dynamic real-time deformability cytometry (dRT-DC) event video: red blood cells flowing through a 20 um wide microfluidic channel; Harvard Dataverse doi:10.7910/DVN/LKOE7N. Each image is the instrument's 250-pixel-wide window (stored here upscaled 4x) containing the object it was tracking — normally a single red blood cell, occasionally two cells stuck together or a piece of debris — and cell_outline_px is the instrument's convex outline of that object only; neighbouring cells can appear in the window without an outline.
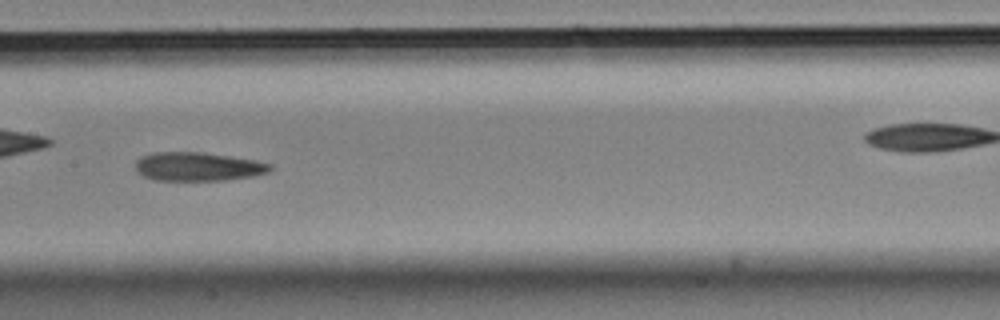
{"species": "Egyptian fruit bat (a non-hibernating species)", "species_latin": "Rousettus aegyptiacus", "temperature_condition": "cold", "stored_images_in_passage": 45, "camera_frame_rate_fps": 3000, "um_per_image_px": 0.085, "animal": {"sex": "male"}, "frame": {"image": 1, "passage_image": 20, "time_ms": 6.333, "image_size_px": [1000, 320], "cell_outline_px": [[272, 168], [268, 172], [252, 176], [224, 180], [156, 180], [144, 176], [136, 172], [136, 160], [140, 156], [156, 152], [204, 152], [256, 160], [272, 164]], "centroid_in_image_um": [16.82, 14.15], "position_along_channel_um": 190.6, "area_um2": 22.54}, "authors_computed_cell_mechanics": {"area_um2": 23.3512, "velocity_mm_per_s": 3.5424, "shape_relaxation_time_tau1_ms": 6.1527, "shape_relaxation_time_tau2_ms": 6.9777, "deformation_change_tau1": 0.155, "deformation_change_tau2": 0.1636}}